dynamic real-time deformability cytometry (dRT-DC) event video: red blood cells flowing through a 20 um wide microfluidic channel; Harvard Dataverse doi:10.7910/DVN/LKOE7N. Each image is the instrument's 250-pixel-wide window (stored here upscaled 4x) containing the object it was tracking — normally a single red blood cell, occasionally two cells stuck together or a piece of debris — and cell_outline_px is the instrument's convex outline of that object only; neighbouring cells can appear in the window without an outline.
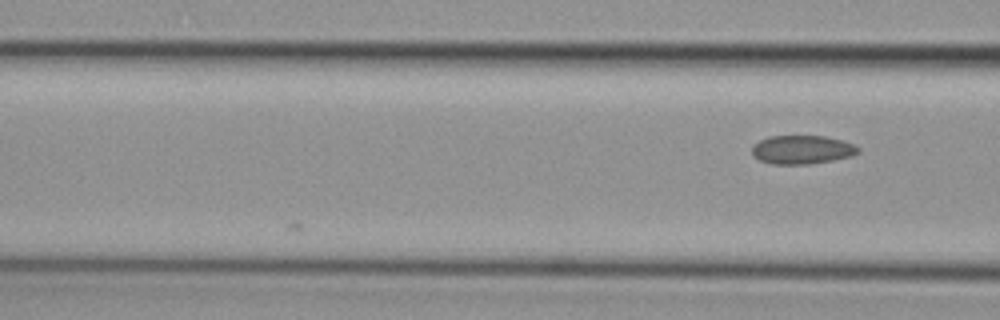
{"species": "common noctule bat (a hibernating species)", "species_latin": "Nyctalus noctula", "temperature_condition": "cold", "stored_images_in_passage": 5, "camera_frame_rate_fps": 3000, "um_per_image_px": 0.085, "animal": {"sex": "female", "body_mass_g": 29.2, "forearm_length_mm": 56.3}, "frame": {"image": 1, "passage_image": 5, "time_ms": 1.333, "image_size_px": [1000, 320], "cell_outline_px": [[860, 152], [852, 156], [832, 160], [808, 164], [772, 164], [760, 160], [752, 156], [752, 144], [768, 136], [824, 136], [856, 144], [860, 148]], "centroid_in_image_um": [68.17, 12.72], "position_along_channel_um": 98.4, "area_um2": 17.86}}